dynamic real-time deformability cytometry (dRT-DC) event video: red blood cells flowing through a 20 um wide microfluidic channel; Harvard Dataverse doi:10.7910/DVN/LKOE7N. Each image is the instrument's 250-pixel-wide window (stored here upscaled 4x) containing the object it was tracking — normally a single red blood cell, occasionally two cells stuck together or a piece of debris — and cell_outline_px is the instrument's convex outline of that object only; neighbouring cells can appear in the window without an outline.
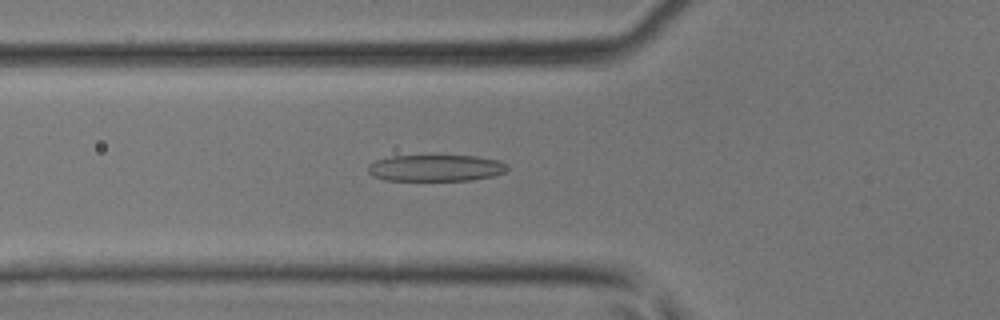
{"species": "common noctule bat (a hibernating species)", "species_latin": "Nyctalus noctula", "temperature_condition": "room temperature", "stored_images_in_passage": 35, "camera_frame_rate_fps": 3000, "um_per_image_px": 0.085, "animal": {"sex": "male", "body_mass_g": 17.9, "forearm_length_mm": 54.2}, "frame": {"image": 1, "passage_image": 6, "time_ms": 1.667, "image_size_px": [1000, 320], "cell_outline_px": [[508, 168], [504, 172], [492, 176], [472, 180], [384, 180], [372, 176], [368, 172], [368, 164], [376, 160], [392, 156], [476, 156], [500, 160]], "centroid_in_image_um": [37.01, 14.28], "position_along_channel_um": 88.8, "area_um2": 21.44}}
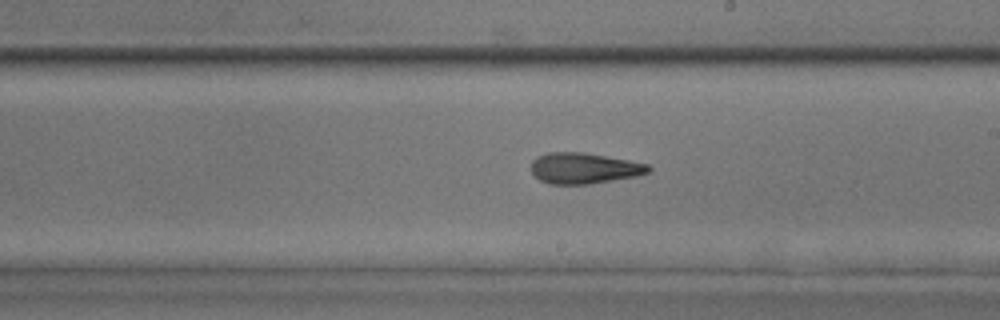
{"frame": {"image": 2, "passage_image": 16, "time_ms": 5.0, "image_size_px": [1000, 320], "cell_outline_px": [[652, 168], [648, 172], [636, 176], [588, 184], [548, 184], [540, 180], [532, 172], [532, 160], [536, 156], [548, 152], [584, 152], [628, 160], [648, 164]], "centroid_in_image_um": [49.62, 14.29], "position_along_channel_um": 239.4, "area_um2": 21.04}}
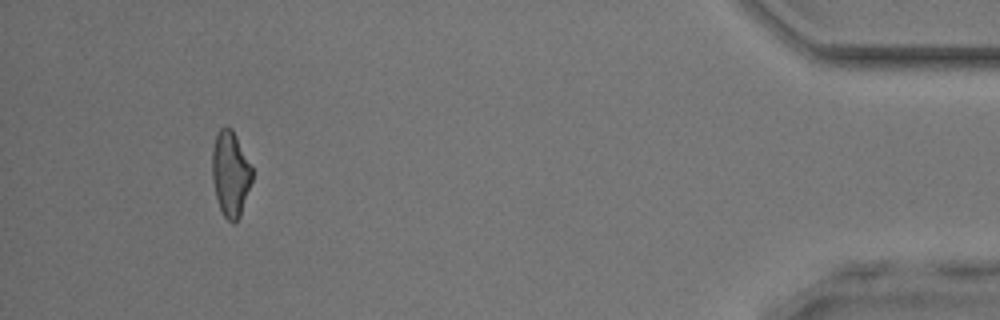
{"frame": {"image": 3, "passage_image": 32, "time_ms": 10.333, "image_size_px": [1000, 320], "cell_outline_px": [[252, 180], [240, 216], [232, 224], [224, 216], [220, 208], [216, 196], [212, 180], [212, 148], [216, 132], [224, 124], [232, 128], [252, 168]], "centroid_in_image_um": [19.57, 14.72], "position_along_channel_um": 415.6, "area_um2": 19.88}}